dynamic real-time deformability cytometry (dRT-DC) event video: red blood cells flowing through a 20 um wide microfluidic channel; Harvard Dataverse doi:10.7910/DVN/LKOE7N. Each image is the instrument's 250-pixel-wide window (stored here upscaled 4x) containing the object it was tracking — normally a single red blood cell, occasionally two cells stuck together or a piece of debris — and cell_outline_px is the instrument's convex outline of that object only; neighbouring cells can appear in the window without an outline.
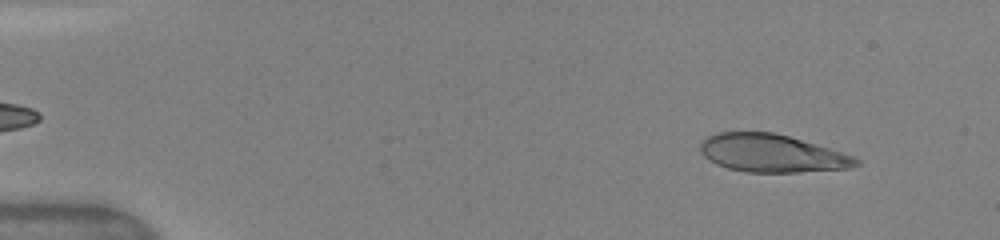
{"species": "human", "species_latin": "Homo sapiens", "temperature_condition": "warm", "stored_images_in_passage": 31, "camera_frame_rate_fps": 3000, "um_per_image_px": 0.085, "donor": {"sex": "female"}, "frame": {"image": 1, "passage_image": 3, "time_ms": 0.667, "image_size_px": [1000, 240], "cell_outline_px": [[860, 164], [848, 168], [800, 172], [744, 172], [728, 168], [716, 164], [704, 156], [700, 152], [700, 144], [704, 136], [716, 132], [772, 132], [788, 136], [828, 148], [852, 156], [860, 160]], "centroid_in_image_um": [65.54, 13.03], "position_along_channel_um": 19.5, "area_um2": 34.22}}
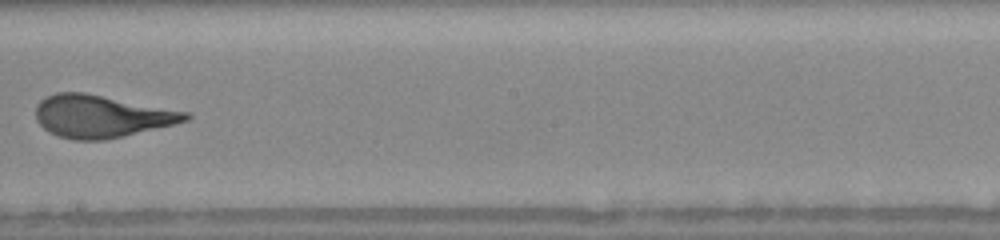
{"frame": {"image": 2, "passage_image": 20, "time_ms": 8.667, "image_size_px": [1000, 240], "cell_outline_px": [[192, 116], [188, 120], [176, 124], [124, 136], [104, 140], [72, 140], [60, 136], [44, 128], [36, 120], [36, 104], [40, 100], [56, 92], [84, 92], [188, 112]], "centroid_in_image_um": [8.62, 9.88], "position_along_channel_um": 239.6, "area_um2": 36.93}}
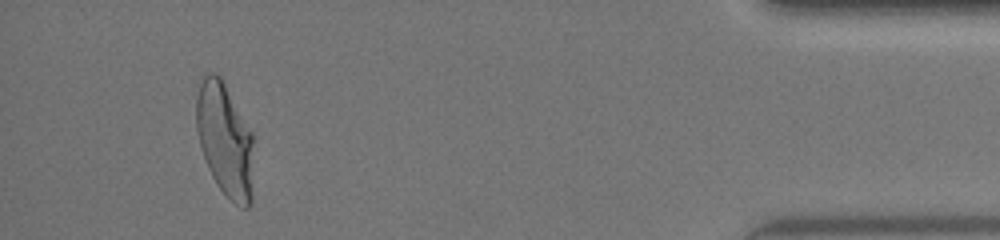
{"frame": {"image": 3, "passage_image": 29, "time_ms": 14.333, "image_size_px": [1000, 240], "cell_outline_px": [[252, 200], [248, 208], [244, 208], [236, 204], [216, 184], [208, 168], [200, 144], [196, 128], [196, 96], [200, 84], [204, 76], [208, 72], [216, 72], [220, 76], [252, 132]], "centroid_in_image_um": [19.11, 11.86], "position_along_channel_um": 416.1, "area_um2": 37.57}, "authors_computed_cell_mechanics": {"area_um2": 36.2406, "velocity_mm_per_s": 4.1122, "shape_relaxation_time_tau1_ms": 3.5699, "shape_relaxation_time_tau2_ms": null, "deformation_change_tau1": 0.2153, "deformation_change_tau2": null}}